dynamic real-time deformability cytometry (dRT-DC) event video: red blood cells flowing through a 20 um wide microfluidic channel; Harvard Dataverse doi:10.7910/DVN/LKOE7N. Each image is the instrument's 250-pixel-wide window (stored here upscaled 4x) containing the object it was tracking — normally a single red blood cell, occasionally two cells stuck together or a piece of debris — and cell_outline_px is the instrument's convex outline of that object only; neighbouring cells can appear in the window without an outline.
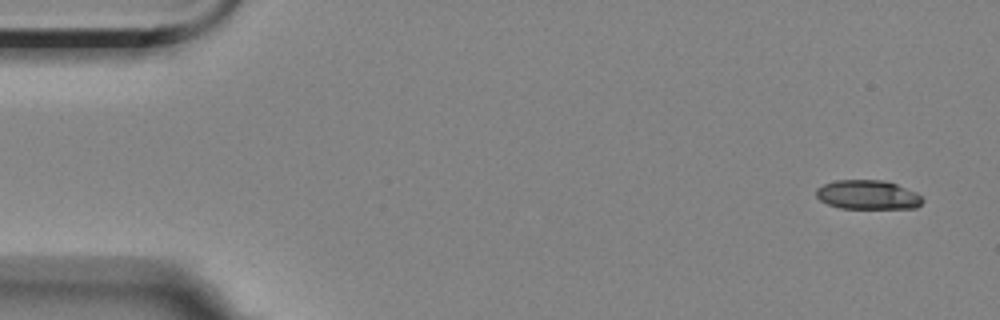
{"species": "Egyptian fruit bat (a non-hibernating species)", "species_latin": "Rousettus aegyptiacus", "temperature_condition": "room temperature", "stored_images_in_passage": 5, "camera_frame_rate_fps": 3000, "um_per_image_px": 0.085, "animal": {"sex": "female"}, "frame": {"image": 1, "passage_image": 1, "time_ms": 0.0, "image_size_px": [1000, 320], "cell_outline_px": [[924, 200], [916, 208], [840, 208], [828, 204], [820, 200], [816, 196], [816, 188], [824, 184], [836, 180], [884, 180], [896, 184], [916, 192]], "centroid_in_image_um": [73.75, 16.55], "position_along_channel_um": 11.3, "area_um2": 18.03}}
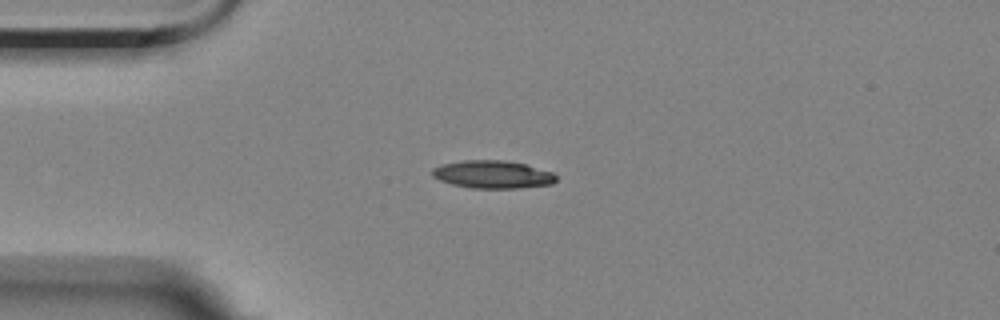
{"frame": {"image": 2, "passage_image": 4, "time_ms": 3.667, "image_size_px": [1000, 320], "cell_outline_px": [[556, 180], [552, 184], [516, 188], [472, 188], [452, 184], [440, 180], [432, 176], [432, 168], [440, 164], [464, 160], [504, 160], [528, 164], [552, 172], [556, 176]], "centroid_in_image_um": [41.87, 14.81], "position_along_channel_um": 43.1, "area_um2": 20.17}}